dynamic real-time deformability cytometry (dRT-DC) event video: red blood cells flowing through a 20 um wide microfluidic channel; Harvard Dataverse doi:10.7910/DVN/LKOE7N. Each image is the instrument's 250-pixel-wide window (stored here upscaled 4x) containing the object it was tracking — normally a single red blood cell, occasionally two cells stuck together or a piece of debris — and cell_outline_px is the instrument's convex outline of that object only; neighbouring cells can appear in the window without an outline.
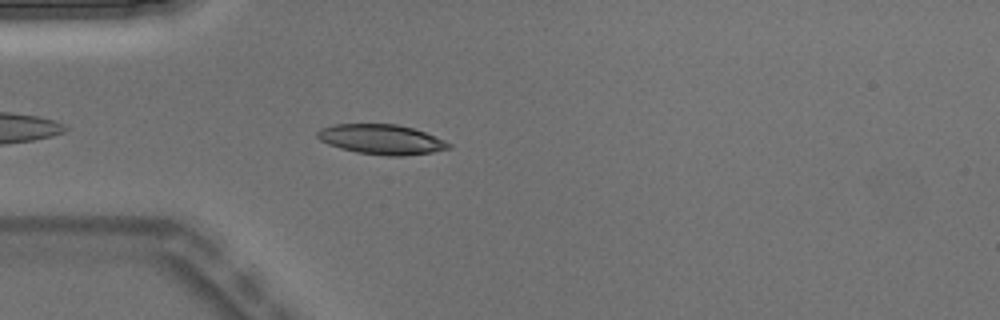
{"species": "Egyptian fruit bat (a non-hibernating species)", "species_latin": "Rousettus aegyptiacus", "temperature_condition": "warm", "stored_images_in_passage": 3, "camera_frame_rate_fps": 3000, "um_per_image_px": 0.085, "animal": {"sex": "male"}, "frame": {"image": 1, "passage_image": 3, "time_ms": 0.667, "image_size_px": [1000, 320], "cell_outline_px": [[452, 148], [432, 152], [404, 156], [388, 156], [356, 152], [340, 148], [328, 144], [320, 140], [316, 136], [316, 132], [320, 128], [332, 124], [396, 124], [412, 128], [424, 132], [444, 140], [452, 144]], "centroid_in_image_um": [32.41, 11.85], "position_along_channel_um": 52.6, "area_um2": 22.95}}